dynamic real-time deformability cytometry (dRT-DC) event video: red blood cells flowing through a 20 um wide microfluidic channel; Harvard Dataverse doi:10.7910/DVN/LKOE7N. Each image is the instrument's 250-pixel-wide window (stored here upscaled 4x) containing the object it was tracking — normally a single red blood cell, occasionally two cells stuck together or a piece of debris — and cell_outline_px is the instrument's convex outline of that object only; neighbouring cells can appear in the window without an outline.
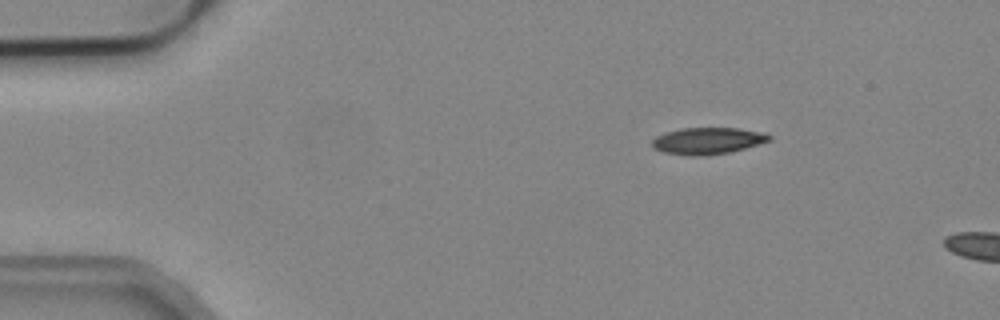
{"species": "common noctule bat (a hibernating species)", "species_latin": "Nyctalus noctula", "temperature_condition": "cold", "stored_images_in_passage": 4, "camera_frame_rate_fps": 3000, "um_per_image_px": 0.085, "animal": {"sex": "male", "body_mass_g": 19.2, "forearm_length_mm": 51.8}, "frame": {"image": 1, "passage_image": 1, "time_ms": 0.0, "image_size_px": [1000, 320], "cell_outline_px": [[772, 140], [744, 148], [728, 152], [704, 156], [692, 156], [664, 152], [656, 148], [652, 144], [652, 140], [656, 136], [664, 132], [680, 128], [736, 128], [764, 132], [772, 136]], "centroid_in_image_um": [60.16, 11.96], "position_along_channel_um": 24.8, "area_um2": 18.15}}